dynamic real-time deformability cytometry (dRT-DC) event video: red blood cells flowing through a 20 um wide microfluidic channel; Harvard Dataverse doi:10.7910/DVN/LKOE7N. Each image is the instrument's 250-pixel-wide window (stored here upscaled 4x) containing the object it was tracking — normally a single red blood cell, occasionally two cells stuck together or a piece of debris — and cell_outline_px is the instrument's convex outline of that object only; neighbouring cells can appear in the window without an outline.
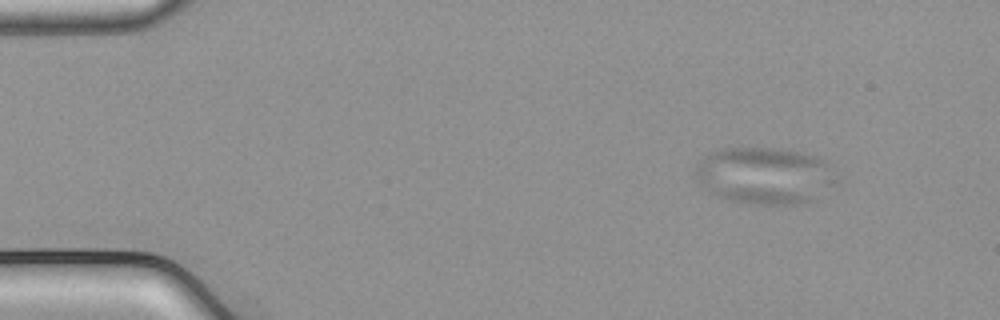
{"species": "common noctule bat (a hibernating species)", "species_latin": "Nyctalus noctula", "temperature_condition": "cold", "stored_images_in_passage": 48, "camera_frame_rate_fps": 3000, "um_per_image_px": 0.085, "animal": {"sex": "male", "body_mass_g": 21.5, "forearm_length_mm": 52.0}, "frame": {"image": 1, "passage_image": 1, "time_ms": 0.0, "image_size_px": [1000, 320], "cell_outline_px": [[840, 180], [808, 204], [752, 204], [728, 200], [708, 192], [696, 180], [696, 168], [700, 160], [708, 152], [720, 148], [772, 148], [800, 152], [816, 156], [840, 176]], "centroid_in_image_um": [65.0, 14.94], "position_along_channel_um": 20.0, "area_um2": 47.11}}
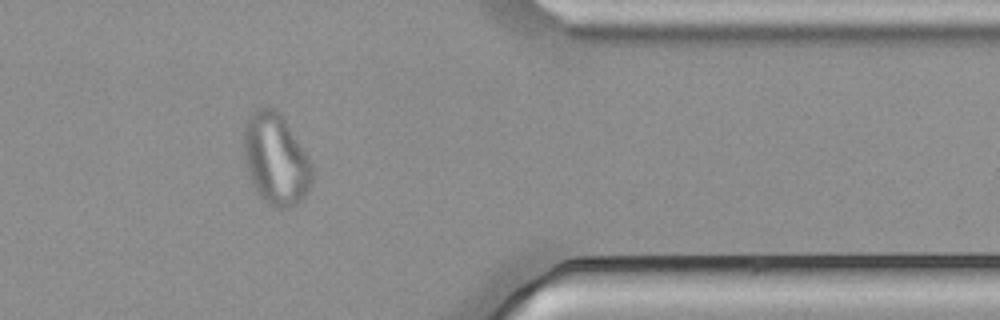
{"frame": {"image": 2, "passage_image": 39, "time_ms": 12.667, "image_size_px": [1000, 320], "cell_outline_px": [[312, 180], [304, 196], [296, 204], [288, 208], [272, 208], [256, 192], [252, 184], [244, 160], [244, 128], [248, 116], [256, 108], [272, 108], [280, 112], [312, 164]], "centroid_in_image_um": [23.41, 13.54], "position_along_channel_um": 388.0, "area_um2": 36.13}}
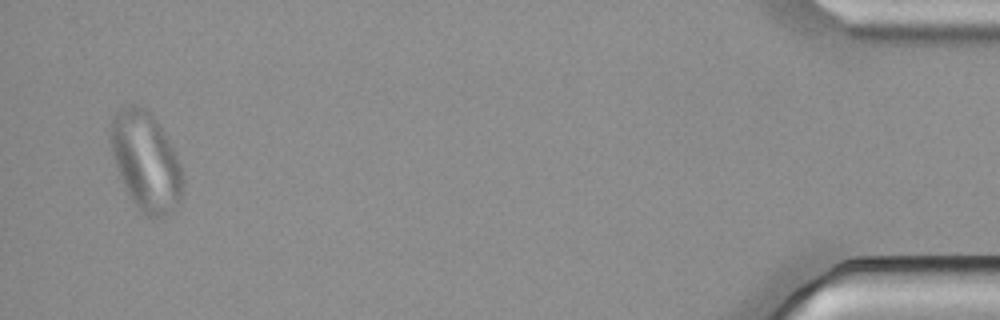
{"frame": {"image": 3, "passage_image": 47, "time_ms": 15.333, "image_size_px": [1000, 320], "cell_outline_px": [[184, 188], [180, 204], [168, 216], [144, 216], [128, 192], [120, 176], [108, 140], [108, 128], [112, 116], [116, 112], [132, 104], [136, 104], [152, 112], [176, 156], [180, 164], [184, 180]], "centroid_in_image_um": [12.4, 13.7], "position_along_channel_um": 422.8, "area_um2": 41.62}}